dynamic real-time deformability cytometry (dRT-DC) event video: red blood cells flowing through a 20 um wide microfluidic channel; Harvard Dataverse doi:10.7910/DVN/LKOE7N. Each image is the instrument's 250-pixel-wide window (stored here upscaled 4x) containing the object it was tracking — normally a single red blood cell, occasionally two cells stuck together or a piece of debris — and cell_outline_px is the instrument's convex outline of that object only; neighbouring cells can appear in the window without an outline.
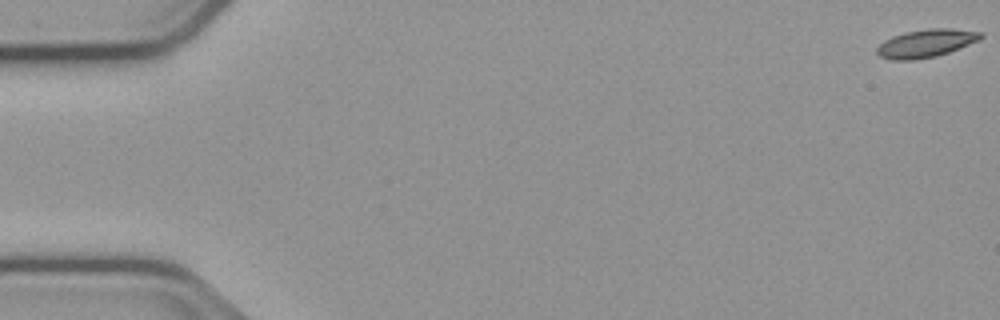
{"species": "common noctule bat (a hibernating species)", "species_latin": "Nyctalus noctula", "temperature_condition": "cold", "stored_images_in_passage": 56, "camera_frame_rate_fps": 3000, "um_per_image_px": 0.085, "animal": {"sex": "male", "body_mass_g": 23.1, "forearm_length_mm": 52.7}, "frame": {"image": 1, "passage_image": 1, "time_ms": 0.0, "image_size_px": [1000, 320], "cell_outline_px": [[984, 36], [980, 40], [948, 52], [936, 56], [912, 60], [892, 60], [880, 56], [876, 52], [876, 48], [884, 40], [892, 36], [908, 32], [928, 28], [952, 28], [984, 32]], "centroid_in_image_um": [78.74, 3.67], "position_along_channel_um": 6.3, "area_um2": 16.94}}
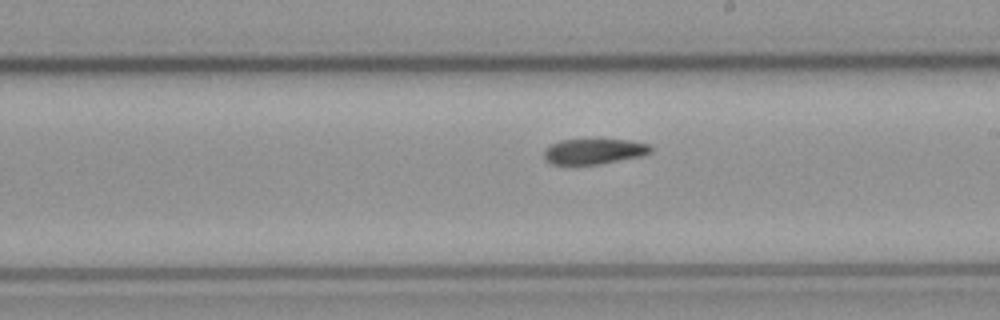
{"frame": {"image": 2, "passage_image": 32, "time_ms": 10.333, "image_size_px": [1000, 320], "cell_outline_px": [[652, 152], [644, 156], [600, 164], [576, 168], [552, 164], [544, 160], [544, 148], [560, 140], [628, 140], [648, 144], [652, 148]], "centroid_in_image_um": [50.43, 12.93], "position_along_channel_um": 238.6, "area_um2": 16.53}}
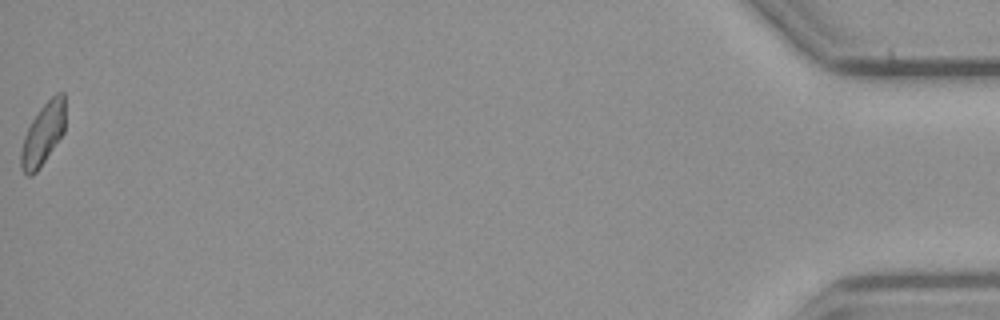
{"frame": {"image": 3, "passage_image": 56, "time_ms": 18.333, "image_size_px": [1000, 320], "cell_outline_px": [[64, 132], [36, 172], [32, 176], [28, 176], [20, 168], [20, 152], [24, 136], [32, 120], [40, 108], [56, 92], [64, 92]], "centroid_in_image_um": [3.64, 11.4], "position_along_channel_um": 431.6, "area_um2": 15.78}}